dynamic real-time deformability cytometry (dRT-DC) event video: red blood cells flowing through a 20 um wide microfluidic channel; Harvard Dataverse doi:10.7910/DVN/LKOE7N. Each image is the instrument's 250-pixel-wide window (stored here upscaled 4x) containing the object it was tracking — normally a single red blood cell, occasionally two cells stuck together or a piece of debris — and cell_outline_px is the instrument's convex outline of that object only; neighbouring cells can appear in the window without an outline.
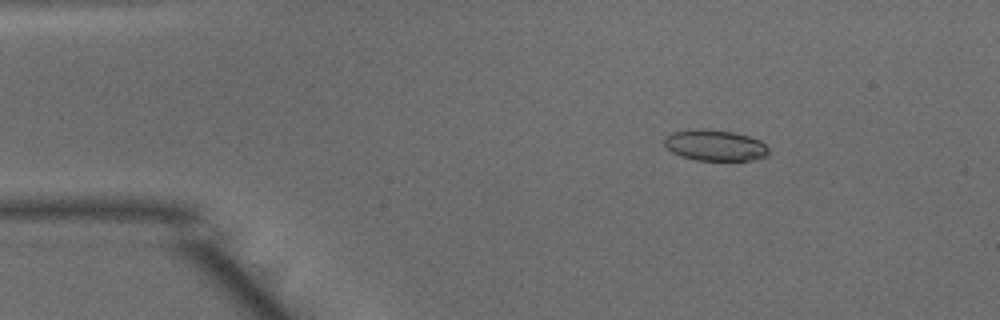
{"species": "common noctule bat (a hibernating species)", "species_latin": "Nyctalus noctula", "temperature_condition": "warm", "stored_images_in_passage": 25, "camera_frame_rate_fps": 3000, "um_per_image_px": 0.085, "animal": {"sex": "male", "body_mass_g": 15.6}, "frame": {"image": 1, "passage_image": 8, "time_ms": 2.333, "image_size_px": [1000, 320], "cell_outline_px": [[768, 152], [764, 156], [756, 160], [696, 160], [680, 156], [672, 152], [664, 144], [664, 136], [672, 132], [704, 128], [732, 132], [748, 136], [760, 140], [768, 148]], "centroid_in_image_um": [60.75, 12.35], "position_along_channel_um": 24.3, "area_um2": 18.79}}
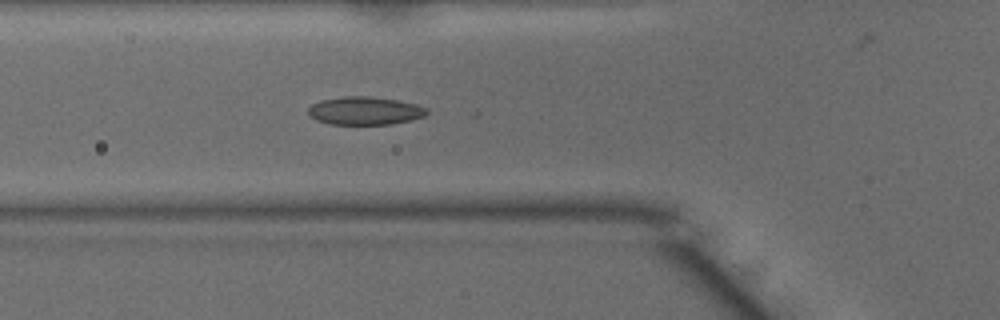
{"frame": {"image": 2, "passage_image": 18, "time_ms": 5.667, "image_size_px": [1000, 320], "cell_outline_px": [[428, 112], [424, 116], [412, 120], [392, 124], [328, 124], [316, 120], [308, 116], [308, 108], [312, 104], [320, 100], [344, 96], [368, 96], [400, 100], [416, 104], [428, 108]], "centroid_in_image_um": [31.01, 9.41], "position_along_channel_um": 94.8, "area_um2": 19.65}}
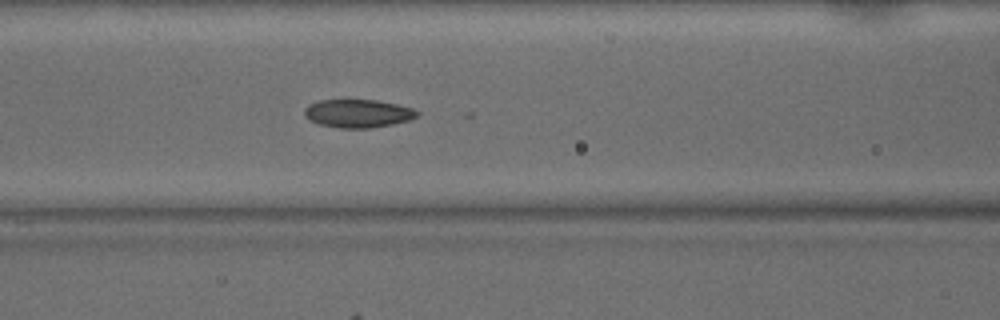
{"frame": {"image": 3, "passage_image": 21, "time_ms": 6.667, "image_size_px": [1000, 320], "cell_outline_px": [[420, 112], [416, 116], [408, 120], [392, 124], [368, 128], [340, 128], [320, 124], [308, 120], [304, 116], [304, 108], [308, 104], [320, 100], [376, 100], [396, 104], [412, 108]], "centroid_in_image_um": [30.38, 9.64], "position_along_channel_um": 136.2, "area_um2": 18.44}}